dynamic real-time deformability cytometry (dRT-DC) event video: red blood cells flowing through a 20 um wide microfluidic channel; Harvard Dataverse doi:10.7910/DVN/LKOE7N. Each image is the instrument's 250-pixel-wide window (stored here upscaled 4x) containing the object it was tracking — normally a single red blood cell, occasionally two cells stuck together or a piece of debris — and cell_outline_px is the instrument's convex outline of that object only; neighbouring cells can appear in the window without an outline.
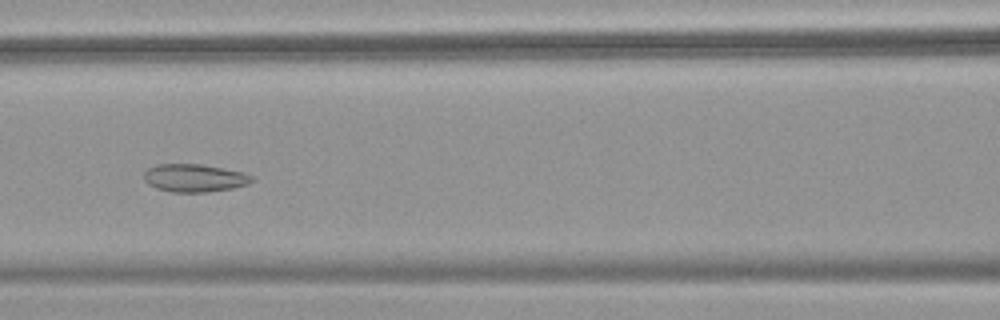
{"species": "common noctule bat (a hibernating species)", "species_latin": "Nyctalus noctula", "temperature_condition": "warm", "stored_images_in_passage": 50, "camera_frame_rate_fps": 3000, "um_per_image_px": 0.085, "animal": {"sex": "female", "body_mass_g": 18.4}, "frame": {"image": 1, "passage_image": 21, "time_ms": 6.667, "image_size_px": [1000, 320], "cell_outline_px": [[256, 180], [248, 184], [232, 188], [208, 192], [172, 192], [156, 188], [148, 184], [144, 180], [144, 172], [148, 168], [156, 164], [200, 164], [244, 172], [256, 176]], "centroid_in_image_um": [16.56, 15.13], "position_along_channel_um": 150.0, "area_um2": 17.74}}
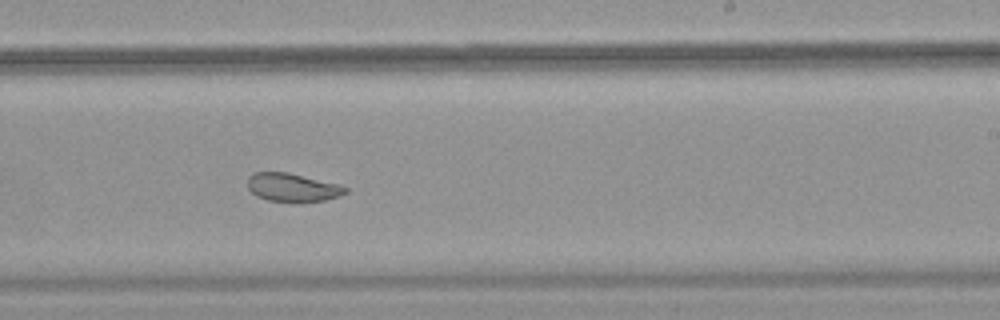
{"frame": {"image": 2, "passage_image": 30, "time_ms": 9.667, "image_size_px": [1000, 320], "cell_outline_px": [[348, 192], [340, 196], [324, 200], [296, 204], [268, 200], [256, 196], [248, 188], [248, 176], [252, 172], [288, 172], [336, 184], [348, 188]], "centroid_in_image_um": [24.84, 15.96], "position_along_channel_um": 264.2, "area_um2": 16.47}}
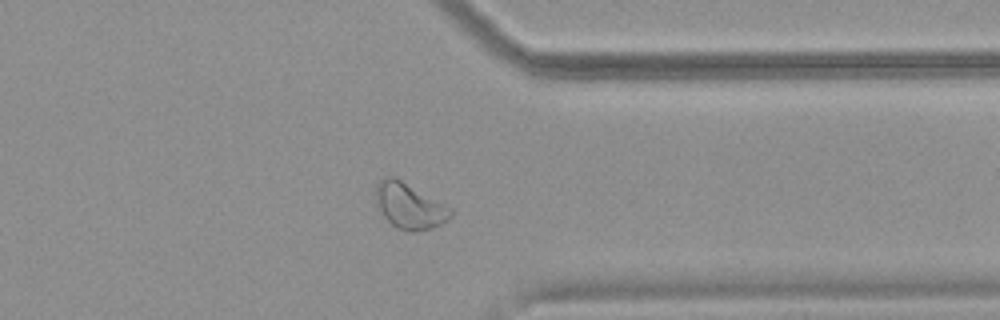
{"frame": {"image": 3, "passage_image": 39, "time_ms": 12.667, "image_size_px": [1000, 320], "cell_outline_px": [[452, 212], [448, 220], [444, 224], [432, 228], [412, 232], [408, 232], [396, 228], [384, 216], [380, 208], [376, 196], [376, 184], [384, 176], [396, 176], [452, 208]], "centroid_in_image_um": [34.83, 17.49], "position_along_channel_um": 376.6, "area_um2": 20.0}, "authors_computed_cell_mechanics": {"area_um2": 22.0507, "velocity_mm_per_s": 3.8238, "shape_relaxation_time_tau1_ms": null, "shape_relaxation_time_tau2_ms": 1.9243, "deformation_change_tau1": null, "deformation_change_tau2": 0.0753}}